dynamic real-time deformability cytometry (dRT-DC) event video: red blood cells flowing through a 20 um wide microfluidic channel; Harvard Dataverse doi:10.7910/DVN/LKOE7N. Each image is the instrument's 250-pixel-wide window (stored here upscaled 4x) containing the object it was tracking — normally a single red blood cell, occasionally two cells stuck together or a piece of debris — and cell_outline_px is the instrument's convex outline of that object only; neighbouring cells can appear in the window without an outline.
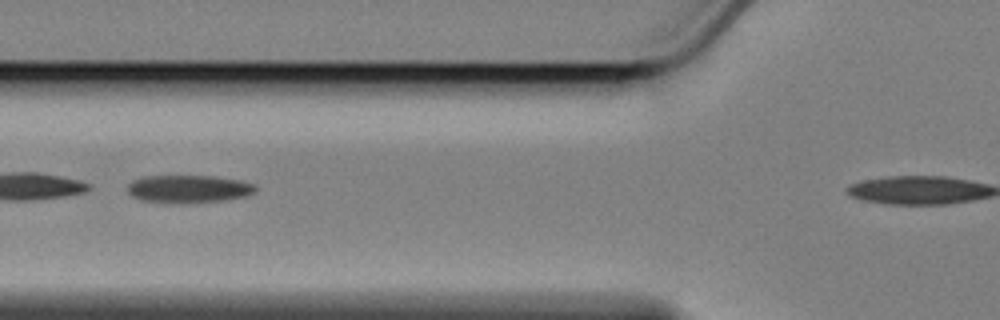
{"species": "Egyptian fruit bat (a non-hibernating species)", "species_latin": "Rousettus aegyptiacus", "temperature_condition": "cold", "stored_images_in_passage": 34, "camera_frame_rate_fps": 3000, "um_per_image_px": 0.085, "animal": {"sex": "female"}, "frame": {"image": 1, "passage_image": 6, "time_ms": 1.667, "image_size_px": [1000, 320], "cell_outline_px": [[256, 192], [244, 196], [224, 200], [180, 204], [176, 204], [140, 200], [132, 196], [128, 192], [128, 184], [132, 180], [144, 176], [212, 176], [240, 180], [256, 184]], "centroid_in_image_um": [16.01, 16.06], "position_along_channel_um": 109.8, "area_um2": 20.92}}